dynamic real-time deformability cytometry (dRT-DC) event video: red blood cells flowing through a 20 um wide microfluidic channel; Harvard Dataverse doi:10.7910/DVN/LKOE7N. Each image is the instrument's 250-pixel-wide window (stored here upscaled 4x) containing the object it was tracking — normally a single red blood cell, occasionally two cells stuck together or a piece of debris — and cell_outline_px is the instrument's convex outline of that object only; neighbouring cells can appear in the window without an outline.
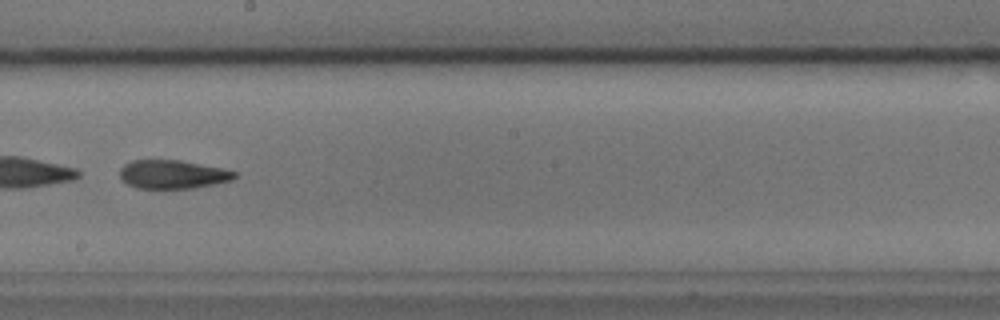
{"species": "common noctule bat (a hibernating species)", "species_latin": "Nyctalus noctula", "temperature_condition": "cold", "stored_images_in_passage": 52, "camera_frame_rate_fps": 3000, "um_per_image_px": 0.085, "animal": {"sex": "male", "body_mass_g": 17.9, "forearm_length_mm": 54.2}, "frame": {"image": 1, "passage_image": 29, "time_ms": 9.333, "image_size_px": [1000, 320], "cell_outline_px": [[236, 176], [232, 180], [216, 184], [192, 188], [136, 188], [120, 180], [120, 168], [124, 164], [132, 160], [180, 160], [224, 168], [236, 172]], "centroid_in_image_um": [14.67, 14.82], "position_along_channel_um": 233.5, "area_um2": 19.25}}